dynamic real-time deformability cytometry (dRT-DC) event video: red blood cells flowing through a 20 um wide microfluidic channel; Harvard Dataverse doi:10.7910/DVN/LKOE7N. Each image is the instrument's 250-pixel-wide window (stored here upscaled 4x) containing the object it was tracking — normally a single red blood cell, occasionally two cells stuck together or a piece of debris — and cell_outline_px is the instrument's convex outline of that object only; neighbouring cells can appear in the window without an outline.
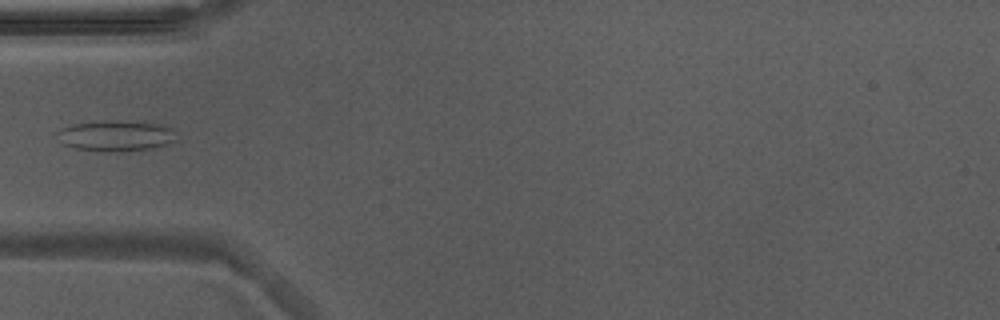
{"species": "Egyptian fruit bat (a non-hibernating species)", "species_latin": "Rousettus aegyptiacus", "temperature_condition": "warm", "stored_images_in_passage": 35, "camera_frame_rate_fps": 3000, "um_per_image_px": 0.085, "animal": {"sex": "male"}, "frame": {"image": 1, "passage_image": 1, "time_ms": 0.0, "image_size_px": [1000, 320], "cell_outline_px": [[176, 140], [164, 144], [148, 148], [108, 152], [76, 148], [64, 144], [56, 132], [72, 124], [156, 124], [168, 128]], "centroid_in_image_um": [9.78, 11.61], "position_along_channel_um": 75.2, "area_um2": 19.13}}